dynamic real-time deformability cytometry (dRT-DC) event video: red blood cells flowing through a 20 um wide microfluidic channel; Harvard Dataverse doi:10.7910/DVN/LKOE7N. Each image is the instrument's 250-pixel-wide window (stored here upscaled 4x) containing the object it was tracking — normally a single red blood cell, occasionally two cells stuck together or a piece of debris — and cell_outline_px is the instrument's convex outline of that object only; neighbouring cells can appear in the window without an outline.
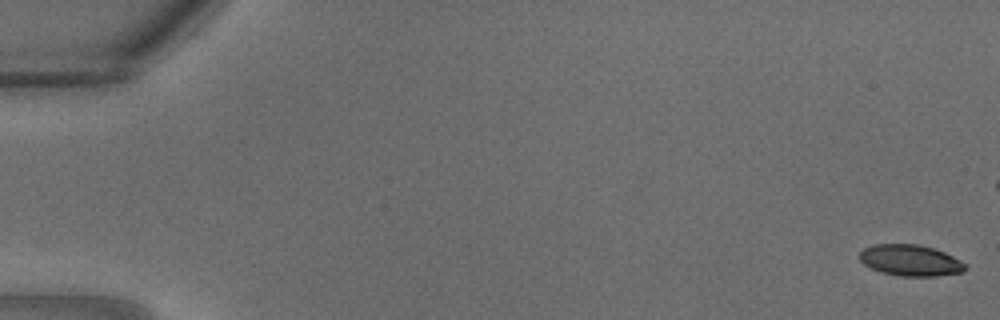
{"species": "common noctule bat (a hibernating species)", "species_latin": "Nyctalus noctula", "temperature_condition": "warm", "stored_images_in_passage": 22, "camera_frame_rate_fps": 3000, "um_per_image_px": 0.085, "animal": {"sex": "male", "body_mass_g": 18.8}, "frame": {"image": 1, "passage_image": 1, "time_ms": 0.0, "image_size_px": [1000, 320], "cell_outline_px": [[968, 268], [964, 272], [936, 276], [900, 276], [880, 272], [864, 264], [860, 260], [860, 252], [864, 248], [872, 244], [920, 244], [944, 252], [968, 264]], "centroid_in_image_um": [77.41, 22.13], "position_along_channel_um": 7.6, "area_um2": 19.36}}
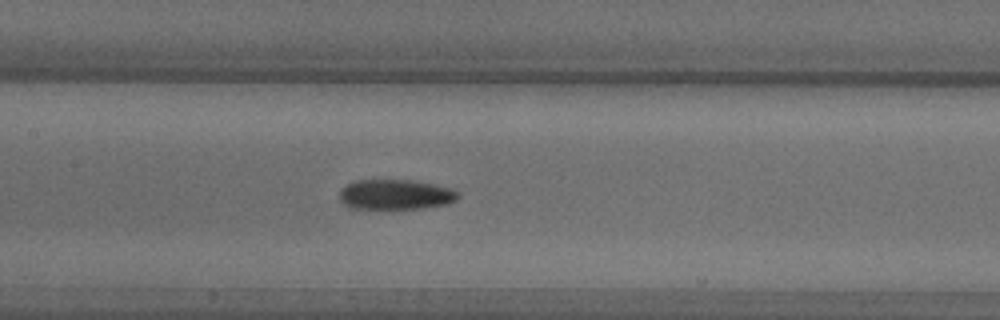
{"frame": {"image": 2, "passage_image": 16, "time_ms": 5.0, "image_size_px": [1000, 320], "cell_outline_px": [[460, 196], [456, 200], [448, 204], [424, 208], [348, 208], [340, 200], [340, 192], [348, 184], [356, 180], [412, 180], [452, 188], [460, 192]], "centroid_in_image_um": [33.67, 16.53], "position_along_channel_um": 173.7, "area_um2": 20.75}}
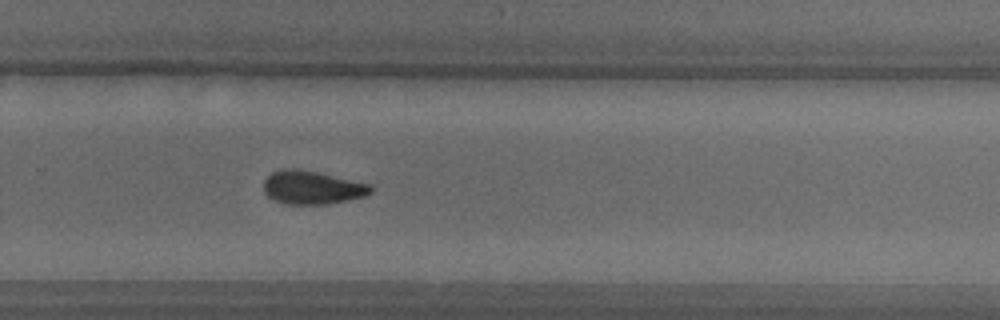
{"frame": {"image": 3, "passage_image": 22, "time_ms": 7.0, "image_size_px": [1000, 320], "cell_outline_px": [[372, 192], [364, 196], [348, 200], [328, 204], [288, 204], [276, 200], [268, 196], [264, 192], [264, 180], [272, 172], [284, 168], [300, 168], [372, 184]], "centroid_in_image_um": [26.55, 15.92], "position_along_channel_um": 303.3, "area_um2": 20.92}}